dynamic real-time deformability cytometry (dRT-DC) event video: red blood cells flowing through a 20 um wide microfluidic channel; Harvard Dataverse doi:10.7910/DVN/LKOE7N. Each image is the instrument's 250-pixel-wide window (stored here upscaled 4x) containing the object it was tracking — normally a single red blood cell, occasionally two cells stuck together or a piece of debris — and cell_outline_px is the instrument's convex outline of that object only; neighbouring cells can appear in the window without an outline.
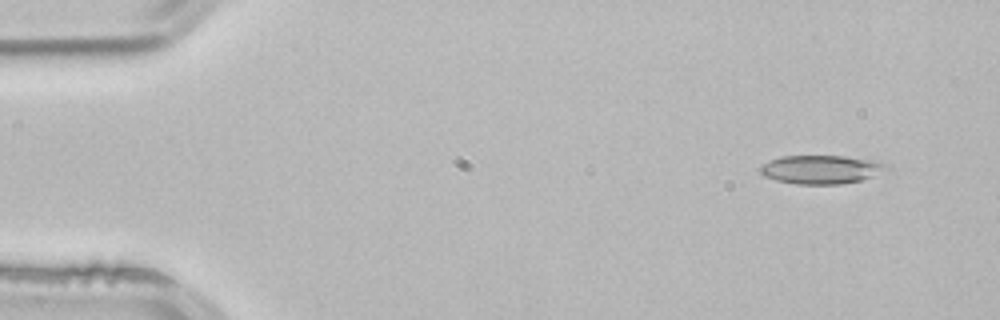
{"species": "common noctule bat (a hibernating species)", "species_latin": "Nyctalus noctula", "temperature_condition": "room temperature", "stored_images_in_passage": 3, "camera_frame_rate_fps": 3000, "um_per_image_px": 0.085, "animal": {"sex": "male", "body_mass_g": 21.5, "forearm_length_mm": 52.0}, "frame": {"image": 1, "passage_image": 1, "time_ms": 0.0, "image_size_px": [1000, 320], "cell_outline_px": [[888, 168], [872, 176], [860, 180], [844, 184], [796, 184], [776, 180], [764, 176], [760, 172], [760, 168], [764, 164], [780, 156], [844, 156], [880, 160], [888, 164]], "centroid_in_image_um": [69.84, 14.4], "position_along_channel_um": 15.2, "area_um2": 21.04}}
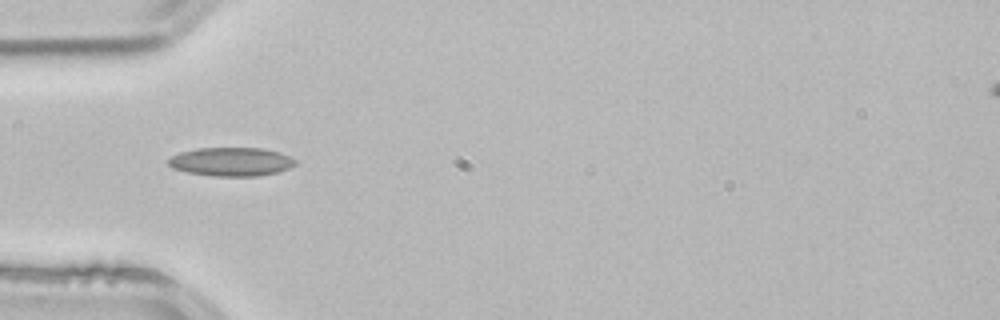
{"frame": {"image": 2, "passage_image": 3, "time_ms": 0.667, "image_size_px": [1000, 320], "cell_outline_px": [[296, 164], [288, 168], [276, 172], [260, 176], [212, 176], [188, 172], [172, 168], [168, 164], [168, 160], [172, 156], [180, 152], [200, 148], [264, 148], [280, 152], [296, 160]], "centroid_in_image_um": [19.66, 13.74], "position_along_channel_um": 65.3, "area_um2": 21.15}}